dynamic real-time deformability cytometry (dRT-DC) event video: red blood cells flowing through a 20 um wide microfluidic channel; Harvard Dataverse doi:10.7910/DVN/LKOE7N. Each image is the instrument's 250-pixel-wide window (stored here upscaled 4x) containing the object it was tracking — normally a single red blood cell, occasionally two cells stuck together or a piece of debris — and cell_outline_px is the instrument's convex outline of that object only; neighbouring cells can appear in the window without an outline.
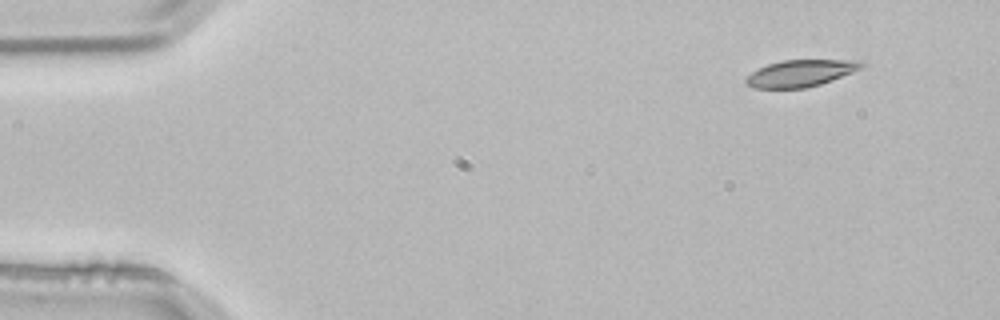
{"species": "common noctule bat (a hibernating species)", "species_latin": "Nyctalus noctula", "temperature_condition": "room temperature", "stored_images_in_passage": 4, "segment_of_instrument_passage": [2, 2], "camera_frame_rate_fps": 3000, "um_per_image_px": 0.085, "animal": {"sex": "male", "body_mass_g": 21.5, "forearm_length_mm": 52.0}, "frame": {"image": 1, "passage_image": 4, "time_ms": 1.0, "image_size_px": [1000, 320], "cell_outline_px": [[864, 64], [860, 68], [852, 72], [832, 80], [820, 84], [804, 88], [752, 88], [744, 84], [744, 80], [752, 72], [768, 64], [784, 60], [864, 60]], "centroid_in_image_um": [68.03, 6.23], "position_along_channel_um": 17.0, "area_um2": 17.92}}